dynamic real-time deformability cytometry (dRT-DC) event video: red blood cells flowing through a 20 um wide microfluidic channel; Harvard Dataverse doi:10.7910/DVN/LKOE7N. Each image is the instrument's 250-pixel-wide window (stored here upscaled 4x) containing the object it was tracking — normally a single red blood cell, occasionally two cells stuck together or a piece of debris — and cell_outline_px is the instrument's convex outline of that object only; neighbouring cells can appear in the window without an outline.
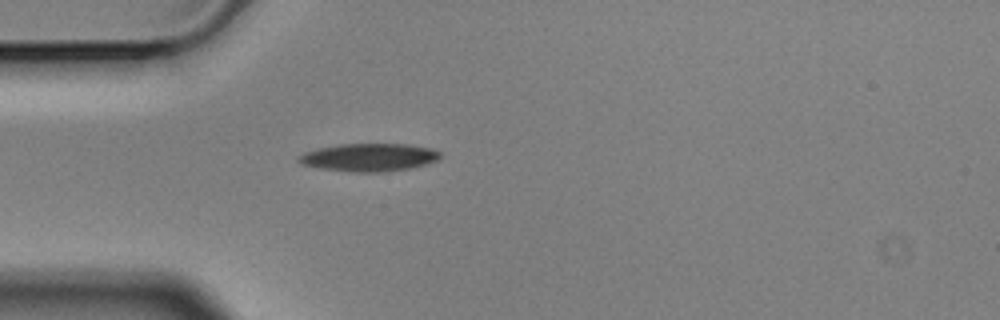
{"species": "Egyptian fruit bat (a non-hibernating species)", "species_latin": "Rousettus aegyptiacus", "temperature_condition": "cold", "stored_images_in_passage": 1, "camera_frame_rate_fps": 3000, "um_per_image_px": 0.085, "animal": {"sex": "male"}, "frame": {"image": 1, "passage_image": 1, "time_ms": 0.0, "image_size_px": [1000, 320], "cell_outline_px": [[440, 160], [428, 164], [412, 168], [384, 172], [356, 172], [320, 168], [300, 164], [296, 160], [296, 156], [304, 152], [320, 148], [340, 144], [408, 144], [432, 148], [440, 152]], "centroid_in_image_um": [31.39, 13.38], "position_along_channel_um": 53.6, "area_um2": 23.24}}